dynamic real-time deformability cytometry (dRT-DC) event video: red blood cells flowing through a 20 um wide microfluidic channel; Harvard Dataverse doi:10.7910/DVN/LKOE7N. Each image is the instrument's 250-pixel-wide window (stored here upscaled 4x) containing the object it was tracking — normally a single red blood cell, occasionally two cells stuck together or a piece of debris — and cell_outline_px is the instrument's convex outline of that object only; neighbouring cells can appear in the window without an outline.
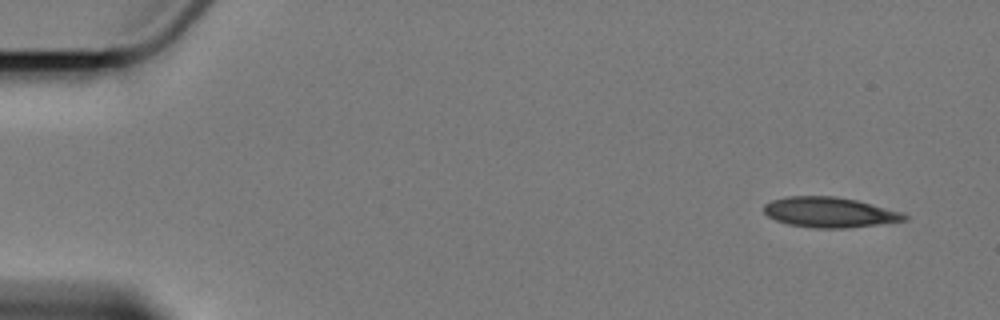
{"species": "Egyptian fruit bat (a non-hibernating species)", "species_latin": "Rousettus aegyptiacus", "temperature_condition": "cold", "stored_images_in_passage": 5, "camera_frame_rate_fps": 3000, "um_per_image_px": 0.085, "animal": {"sex": "female"}, "frame": {"image": 1, "passage_image": 1, "time_ms": 0.0, "image_size_px": [1000, 320], "cell_outline_px": [[908, 220], [844, 228], [812, 228], [788, 224], [776, 220], [768, 216], [764, 212], [764, 204], [772, 200], [788, 196], [836, 196], [856, 200], [900, 212], [908, 216]], "centroid_in_image_um": [70.47, 18.04], "position_along_channel_um": 14.5, "area_um2": 24.51}}
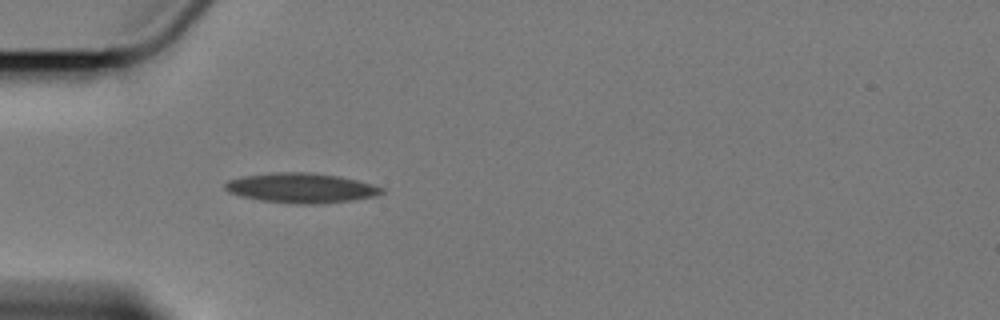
{"frame": {"image": 2, "passage_image": 5, "time_ms": 4.667, "image_size_px": [1000, 320], "cell_outline_px": [[384, 192], [372, 196], [352, 200], [320, 204], [296, 204], [260, 200], [240, 196], [228, 192], [224, 188], [224, 184], [228, 180], [244, 176], [280, 172], [304, 172], [336, 176], [356, 180], [372, 184], [384, 188]], "centroid_in_image_um": [25.56, 15.99], "position_along_channel_um": 59.4, "area_um2": 26.93}}